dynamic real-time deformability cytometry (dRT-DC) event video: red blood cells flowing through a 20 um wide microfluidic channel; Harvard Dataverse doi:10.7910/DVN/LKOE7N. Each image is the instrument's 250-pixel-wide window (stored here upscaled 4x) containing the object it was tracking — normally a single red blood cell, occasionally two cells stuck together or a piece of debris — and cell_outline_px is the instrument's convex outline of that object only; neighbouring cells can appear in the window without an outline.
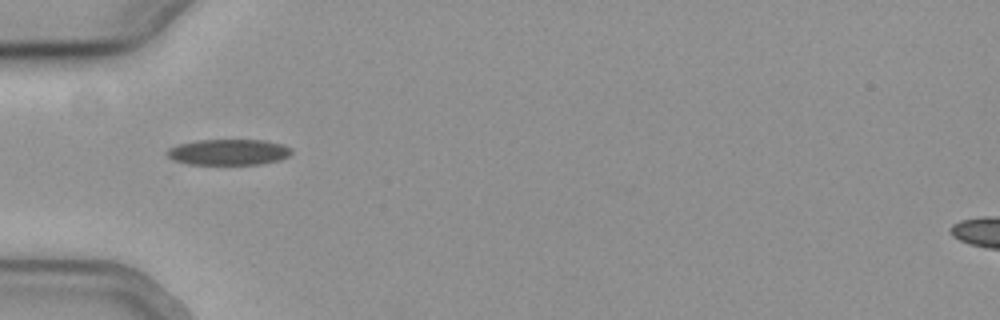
{"species": "common noctule bat (a hibernating species)", "species_latin": "Nyctalus noctula", "temperature_condition": "cold", "stored_images_in_passage": 38, "camera_frame_rate_fps": 3000, "um_per_image_px": 0.085, "animal": {"sex": "female", "body_mass_g": 19.3, "forearm_length_mm": 54.1}, "frame": {"image": 1, "passage_image": 1, "time_ms": 0.0, "image_size_px": [1000, 320], "cell_outline_px": [[292, 152], [288, 156], [280, 160], [260, 164], [188, 164], [172, 160], [168, 156], [168, 148], [180, 144], [196, 140], [264, 140], [280, 144], [292, 148]], "centroid_in_image_um": [19.43, 12.93], "position_along_channel_um": 65.6, "area_um2": 18.67}}
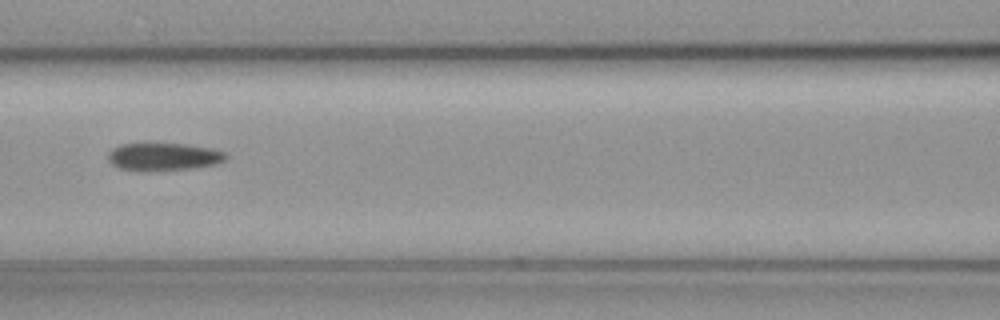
{"frame": {"image": 2, "passage_image": 8, "time_ms": 2.333, "image_size_px": [1000, 320], "cell_outline_px": [[228, 156], [224, 160], [216, 164], [188, 168], [148, 172], [140, 172], [120, 168], [112, 164], [108, 160], [108, 152], [112, 148], [120, 144], [144, 140], [188, 144], [212, 148], [224, 152]], "centroid_in_image_um": [13.81, 13.27], "position_along_channel_um": 152.8, "area_um2": 20.11}}
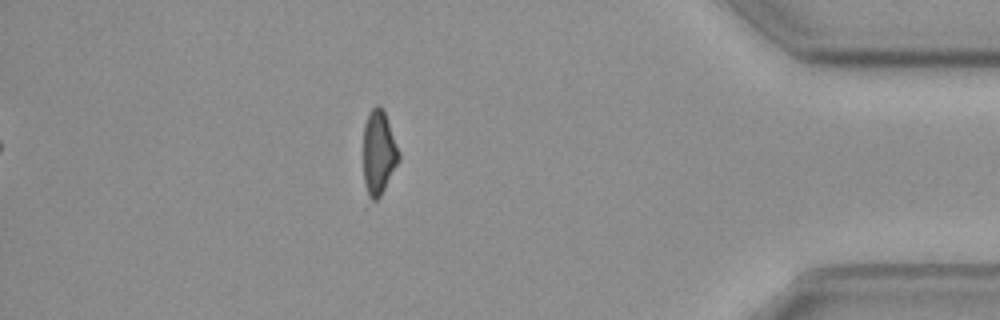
{"frame": {"image": 3, "passage_image": 31, "time_ms": 10.0, "image_size_px": [1000, 320], "cell_outline_px": [[400, 160], [380, 196], [376, 200], [364, 208], [364, 124], [368, 112], [376, 104], [380, 104], [384, 112], [400, 152]], "centroid_in_image_um": [32.15, 13.11], "position_along_channel_um": 403.1, "area_um2": 18.09}}